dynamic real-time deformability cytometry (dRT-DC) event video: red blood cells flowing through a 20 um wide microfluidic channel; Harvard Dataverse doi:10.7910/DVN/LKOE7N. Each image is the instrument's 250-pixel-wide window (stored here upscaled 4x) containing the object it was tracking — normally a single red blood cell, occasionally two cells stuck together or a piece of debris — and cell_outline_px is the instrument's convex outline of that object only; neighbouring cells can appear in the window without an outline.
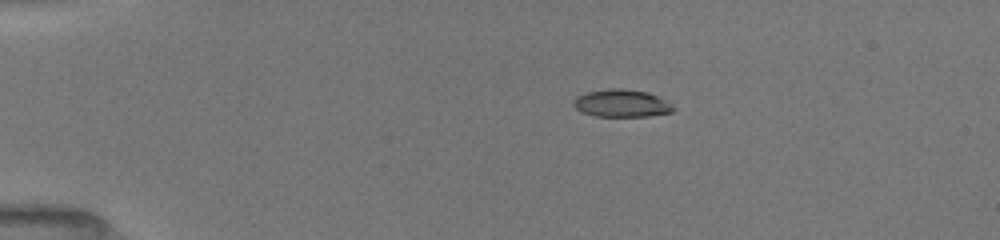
{"species": "common noctule bat (a hibernating species)", "species_latin": "Nyctalus noctula", "temperature_condition": "room temperature", "stored_images_in_passage": 42, "camera_frame_rate_fps": 3000, "um_per_image_px": 0.085, "animal": {"sex": "female", "body_mass_g": 19.5, "forearm_length_mm": 54.1}, "frame": {"image": 1, "passage_image": 1, "time_ms": 0.0, "image_size_px": [1000, 240], "cell_outline_px": [[676, 108], [672, 112], [648, 116], [596, 116], [580, 112], [572, 104], [572, 100], [576, 96], [588, 92], [608, 88], [624, 88], [648, 92], [660, 96]], "centroid_in_image_um": [52.83, 8.77], "position_along_channel_um": 32.2, "area_um2": 16.24}}
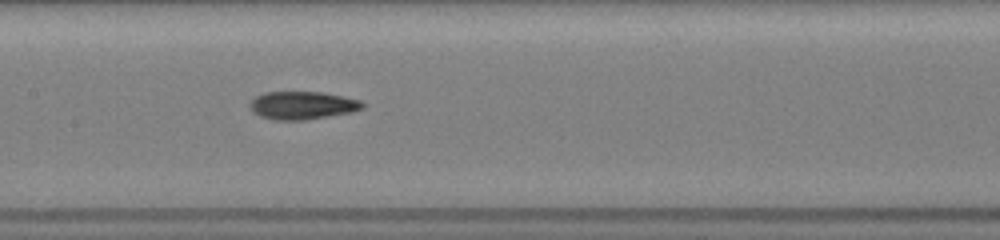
{"frame": {"image": 2, "passage_image": 17, "time_ms": 5.333, "image_size_px": [1000, 240], "cell_outline_px": [[368, 104], [364, 108], [352, 112], [304, 120], [276, 120], [260, 116], [252, 112], [248, 104], [256, 96], [264, 92], [324, 92], [360, 100]], "centroid_in_image_um": [25.72, 8.95], "position_along_channel_um": 181.7, "area_um2": 18.5}}
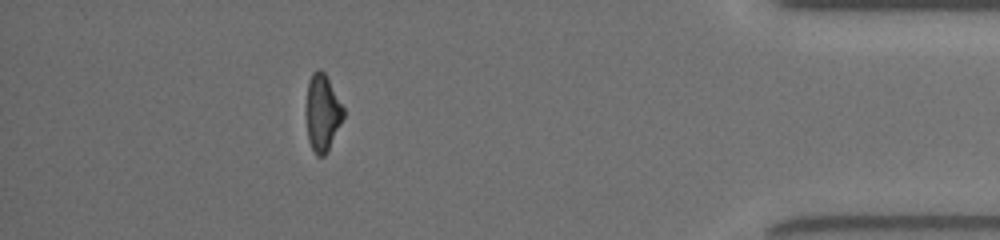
{"frame": {"image": 3, "passage_image": 37, "time_ms": 12.0, "image_size_px": [1000, 240], "cell_outline_px": [[344, 116], [324, 156], [316, 156], [308, 140], [304, 112], [308, 80], [312, 72], [316, 68], [320, 68], [324, 72], [344, 108]], "centroid_in_image_um": [27.35, 9.54], "position_along_channel_um": 407.9, "area_um2": 16.88}, "authors_computed_cell_mechanics": {"area_um2": 17.629, "velocity_mm_per_s": 4.0303, "shape_relaxation_time_tau1_ms": 6.3594, "shape_relaxation_time_tau2_ms": 5.136, "deformation_change_tau1": 0.1994, "deformation_change_tau2": 0.1135}}